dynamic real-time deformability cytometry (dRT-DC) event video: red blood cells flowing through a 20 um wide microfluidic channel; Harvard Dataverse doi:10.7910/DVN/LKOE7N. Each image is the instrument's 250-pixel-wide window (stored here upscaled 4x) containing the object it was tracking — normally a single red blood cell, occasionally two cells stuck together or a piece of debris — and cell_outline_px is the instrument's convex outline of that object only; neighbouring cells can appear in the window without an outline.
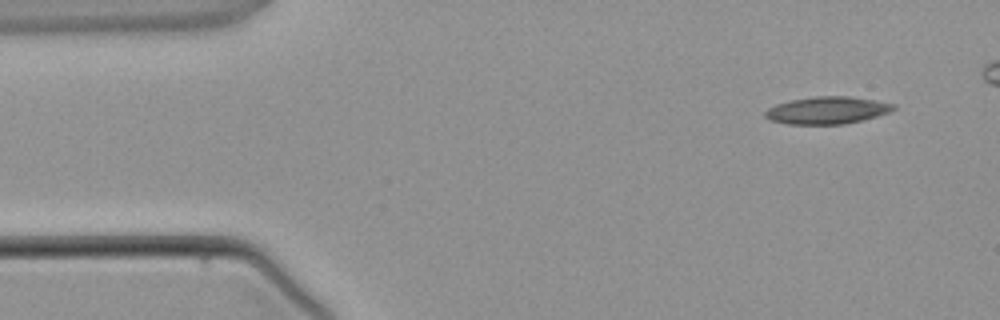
{"species": "common noctule bat (a hibernating species)", "species_latin": "Nyctalus noctula", "temperature_condition": "warm", "stored_images_in_passage": 4, "camera_frame_rate_fps": 3000, "um_per_image_px": 0.085, "animal": {"sex": "male", "body_mass_g": 21.5, "forearm_length_mm": 52.0}, "frame": {"image": 1, "passage_image": 1, "time_ms": 0.0, "image_size_px": [1000, 320], "cell_outline_px": [[896, 108], [888, 112], [876, 116], [844, 124], [788, 124], [768, 120], [764, 116], [764, 112], [768, 108], [776, 104], [788, 100], [816, 96], [848, 96], [876, 100], [896, 104]], "centroid_in_image_um": [70.27, 9.37], "position_along_channel_um": 14.7, "area_um2": 20.46}}